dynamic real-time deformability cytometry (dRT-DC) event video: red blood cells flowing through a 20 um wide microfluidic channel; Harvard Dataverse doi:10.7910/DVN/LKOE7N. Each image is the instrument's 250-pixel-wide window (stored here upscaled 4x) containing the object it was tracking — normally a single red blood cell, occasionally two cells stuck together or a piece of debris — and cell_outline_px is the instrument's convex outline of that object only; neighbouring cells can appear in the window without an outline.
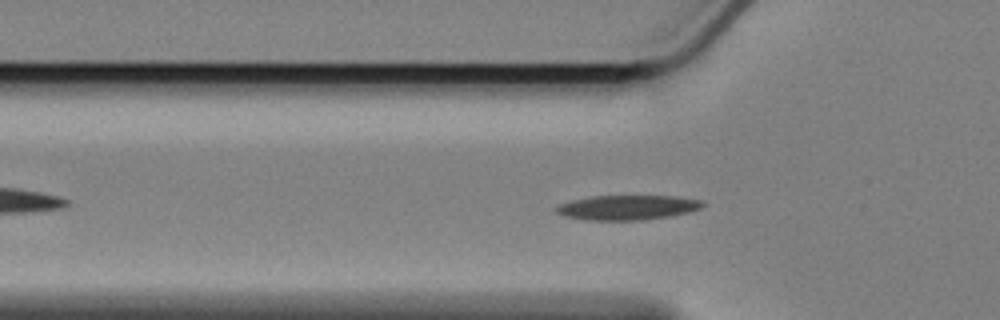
{"species": "Egyptian fruit bat (a non-hibernating species)", "species_latin": "Rousettus aegyptiacus", "temperature_condition": "cold", "stored_images_in_passage": 45, "camera_frame_rate_fps": 3000, "um_per_image_px": 0.085, "animal": {"sex": "female"}, "frame": {"image": 1, "passage_image": 3, "time_ms": 0.667, "image_size_px": [1000, 320], "cell_outline_px": [[704, 204], [700, 208], [688, 212], [672, 216], [640, 220], [588, 220], [564, 216], [556, 212], [556, 208], [560, 204], [572, 200], [592, 196], [676, 196], [704, 200]], "centroid_in_image_um": [53.36, 17.63], "position_along_channel_um": 72.4, "area_um2": 21.04}}
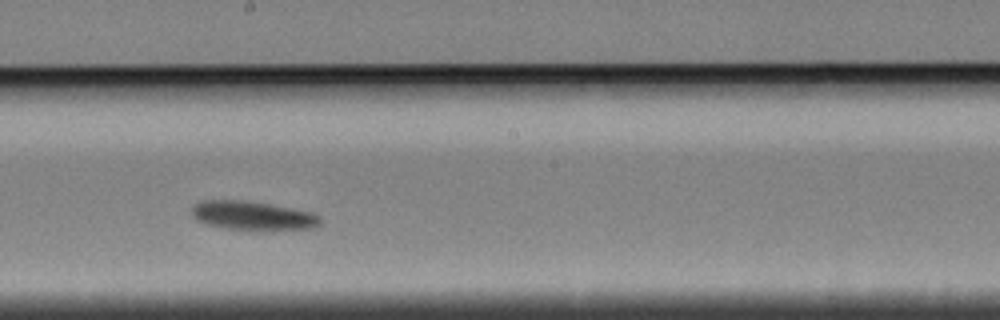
{"frame": {"image": 2, "passage_image": 17, "time_ms": 5.333, "image_size_px": [1000, 320], "cell_outline_px": [[320, 224], [312, 228], [272, 232], [224, 228], [204, 224], [196, 220], [192, 216], [192, 204], [200, 200], [248, 200], [272, 204], [312, 212], [320, 216]], "centroid_in_image_um": [21.48, 18.35], "position_along_channel_um": 226.7, "area_um2": 22.54}}
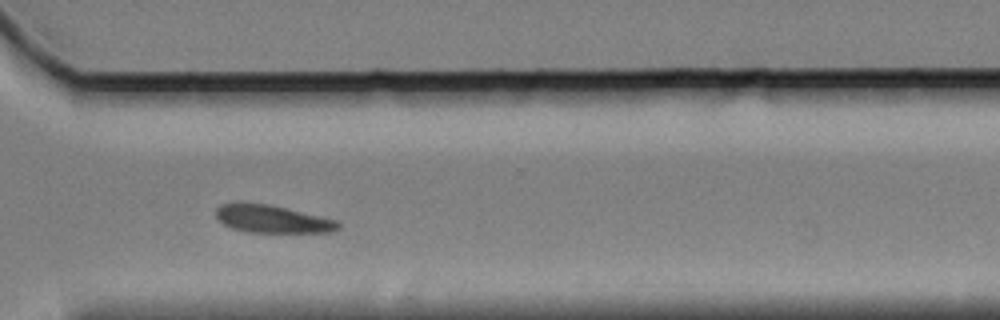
{"frame": {"image": 3, "passage_image": 28, "time_ms": 9.0, "image_size_px": [1000, 320], "cell_outline_px": [[340, 228], [332, 232], [248, 232], [232, 228], [216, 220], [216, 208], [220, 204], [236, 200], [272, 204], [340, 220]], "centroid_in_image_um": [23.12, 18.57], "position_along_channel_um": 347.5, "area_um2": 20.58}, "authors_computed_cell_mechanics": {"area_um2": 20.9236, "velocity_mm_per_s": 3.2988, "shape_relaxation_time_tau1_ms": 7.263, "shape_relaxation_time_tau2_ms": null, "deformation_change_tau1": 0.1403, "deformation_change_tau2": null}}